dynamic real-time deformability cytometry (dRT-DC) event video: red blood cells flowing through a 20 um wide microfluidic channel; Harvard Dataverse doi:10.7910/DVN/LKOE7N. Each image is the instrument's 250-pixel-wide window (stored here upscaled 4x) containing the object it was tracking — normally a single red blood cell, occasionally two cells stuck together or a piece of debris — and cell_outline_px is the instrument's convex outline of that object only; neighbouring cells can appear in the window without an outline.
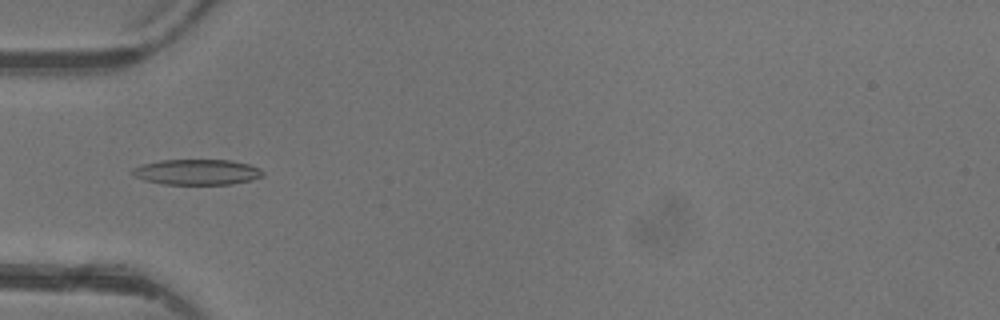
{"species": "common noctule bat (a hibernating species)", "species_latin": "Nyctalus noctula", "temperature_condition": "warm", "stored_images_in_passage": 4, "camera_frame_rate_fps": 3000, "um_per_image_px": 0.085, "animal": {"sex": "female"}, "frame": {"image": 1, "passage_image": 4, "time_ms": 4.333, "image_size_px": [1000, 320], "cell_outline_px": [[264, 176], [252, 180], [232, 184], [164, 184], [144, 180], [136, 176], [132, 172], [132, 168], [144, 164], [160, 160], [232, 160], [248, 164], [260, 168], [264, 172]], "centroid_in_image_um": [16.79, 14.62], "position_along_channel_um": 68.2, "area_um2": 19.36}}